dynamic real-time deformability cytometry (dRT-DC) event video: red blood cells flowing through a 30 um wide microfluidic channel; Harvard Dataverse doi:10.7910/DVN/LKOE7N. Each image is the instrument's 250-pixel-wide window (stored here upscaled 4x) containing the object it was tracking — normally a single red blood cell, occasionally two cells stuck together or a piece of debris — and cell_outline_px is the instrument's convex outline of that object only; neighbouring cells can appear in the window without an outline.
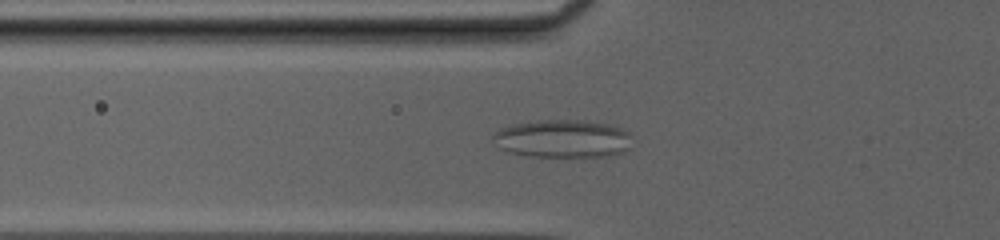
{"species": "common noctule bat (a hibernating species)", "species_latin": "Nyctalus noctula", "temperature_condition": "cold", "stored_images_in_passage": 51, "camera_frame_rate_fps": 3000, "um_per_image_px": 0.085, "animal": {"sex": "female", "body_mass_g": 20.0, "forearm_length_mm": 54.0}, "frame": {"image": 1, "passage_image": 20, "time_ms": 6.333, "image_size_px": [1000, 240], "cell_outline_px": [[628, 148], [624, 152], [612, 156], [532, 156], [508, 152], [500, 148], [492, 136], [500, 128], [512, 124], [540, 120], [584, 120], [608, 124], [620, 128], [628, 132]], "centroid_in_image_um": [47.81, 11.78], "position_along_channel_um": 78.0, "area_um2": 30.46}}
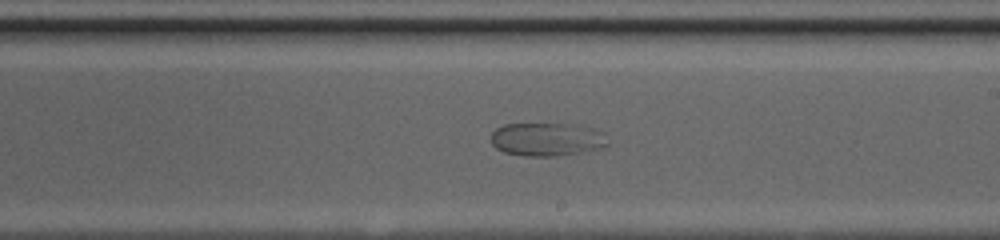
{"frame": {"image": 2, "passage_image": 32, "time_ms": 10.333, "image_size_px": [1000, 240], "cell_outline_px": [[608, 144], [604, 148], [556, 156], [524, 156], [504, 152], [496, 148], [492, 144], [492, 132], [496, 128], [504, 124], [580, 124], [604, 132]], "centroid_in_image_um": [46.52, 11.84], "position_along_channel_um": 242.5, "area_um2": 22.83}}
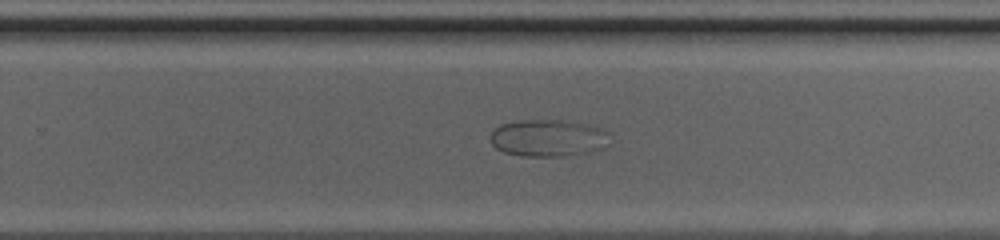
{"frame": {"image": 3, "passage_image": 35, "time_ms": 11.333, "image_size_px": [1000, 240], "cell_outline_px": [[608, 144], [604, 148], [588, 152], [564, 156], [520, 156], [504, 152], [496, 148], [492, 144], [492, 132], [500, 124], [520, 120], [572, 120], [604, 128], [608, 132]], "centroid_in_image_um": [46.64, 11.72], "position_along_channel_um": 283.2, "area_um2": 26.01}}